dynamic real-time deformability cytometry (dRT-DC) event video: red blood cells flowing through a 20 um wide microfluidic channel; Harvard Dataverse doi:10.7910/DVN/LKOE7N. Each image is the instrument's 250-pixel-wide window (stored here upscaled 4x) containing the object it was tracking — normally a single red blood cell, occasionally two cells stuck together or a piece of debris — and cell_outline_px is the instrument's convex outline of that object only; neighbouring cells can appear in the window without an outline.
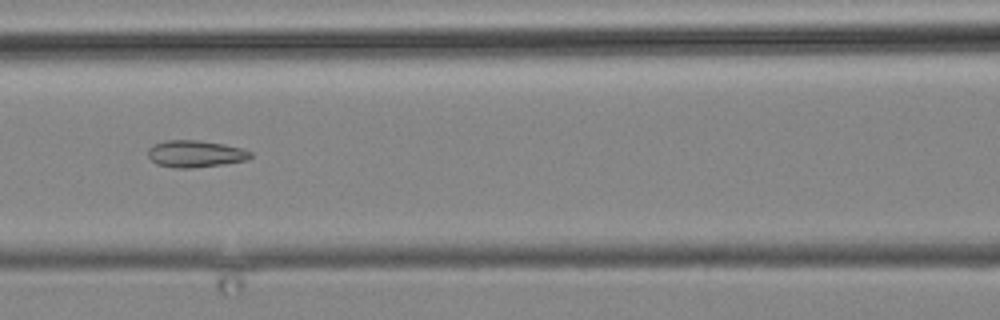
{"species": "common noctule bat (a hibernating species)", "species_latin": "Nyctalus noctula", "temperature_condition": "cold", "stored_images_in_passage": 3, "camera_frame_rate_fps": 3000, "um_per_image_px": 0.085, "animal": {"sex": "male", "body_mass_g": 19.2, "forearm_length_mm": 51.8}, "frame": {"image": 1, "passage_image": 3, "time_ms": 2.333, "image_size_px": [1000, 320], "cell_outline_px": [[252, 156], [248, 160], [220, 164], [188, 168], [176, 168], [156, 164], [148, 156], [148, 148], [152, 144], [164, 140], [196, 140], [224, 144], [244, 148], [252, 152]], "centroid_in_image_um": [16.6, 13.06], "position_along_channel_um": 150.0, "area_um2": 16.13}}